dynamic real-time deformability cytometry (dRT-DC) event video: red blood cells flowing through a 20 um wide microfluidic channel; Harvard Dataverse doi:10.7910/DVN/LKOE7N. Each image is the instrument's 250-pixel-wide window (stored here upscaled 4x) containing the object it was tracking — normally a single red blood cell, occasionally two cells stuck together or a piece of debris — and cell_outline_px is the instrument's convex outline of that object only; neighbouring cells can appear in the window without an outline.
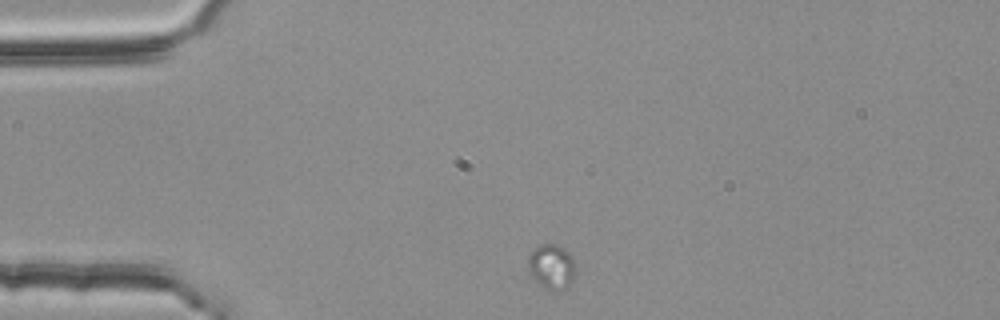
{"species": "common noctule bat (a hibernating species)", "species_latin": "Nyctalus noctula", "temperature_condition": "room temperature", "stored_images_in_passage": 7, "camera_frame_rate_fps": 3000, "um_per_image_px": 0.085, "animal": {"sex": "female", "body_mass_g": 25.1}, "frame": {"image": 1, "passage_image": 1, "time_ms": 0.0, "image_size_px": [1000, 320], "cell_outline_px": [[576, 272], [568, 288], [556, 292], [552, 292], [544, 288], [528, 272], [528, 256], [540, 244], [556, 244], [564, 248], [572, 256]], "centroid_in_image_um": [46.9, 22.7], "position_along_channel_um": 38.1, "area_um2": 12.6}}